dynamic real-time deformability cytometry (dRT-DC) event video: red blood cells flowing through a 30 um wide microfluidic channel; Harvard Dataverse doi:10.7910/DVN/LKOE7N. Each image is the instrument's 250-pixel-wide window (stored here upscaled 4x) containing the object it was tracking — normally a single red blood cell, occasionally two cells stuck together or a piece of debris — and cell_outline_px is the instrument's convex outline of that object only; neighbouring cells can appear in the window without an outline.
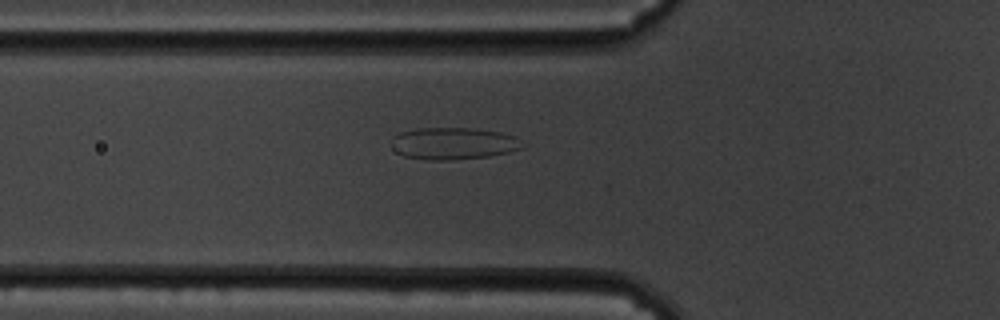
{"species": "common noctule bat (a hibernating species)", "species_latin": "Nyctalus noctula", "temperature_condition": "cold", "stored_images_in_passage": 34, "camera_frame_rate_fps": 3000, "um_per_image_px": 0.085, "animal": {"sex": "male", "body_mass_g": 19.5, "forearm_length_mm": 54.6}, "frame": {"image": 1, "passage_image": 2, "time_ms": 0.333, "image_size_px": [1000, 320], "cell_outline_px": [[524, 148], [508, 152], [488, 156], [448, 160], [428, 160], [404, 156], [396, 152], [392, 148], [392, 140], [400, 132], [420, 128], [472, 128], [500, 132], [512, 136], [524, 144]], "centroid_in_image_um": [38.52, 12.2], "position_along_channel_um": 87.3, "area_um2": 24.22}}
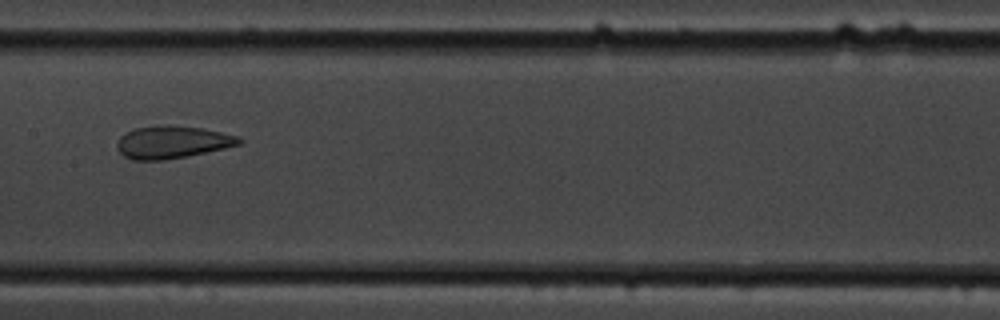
{"frame": {"image": 2, "passage_image": 11, "time_ms": 3.333, "image_size_px": [1000, 320], "cell_outline_px": [[244, 140], [240, 144], [224, 148], [164, 160], [132, 160], [124, 156], [116, 148], [116, 144], [120, 136], [124, 132], [136, 128], [160, 124], [164, 124], [200, 128], [240, 136]], "centroid_in_image_um": [14.6, 12.07], "position_along_channel_um": 192.8, "area_um2": 23.12}}
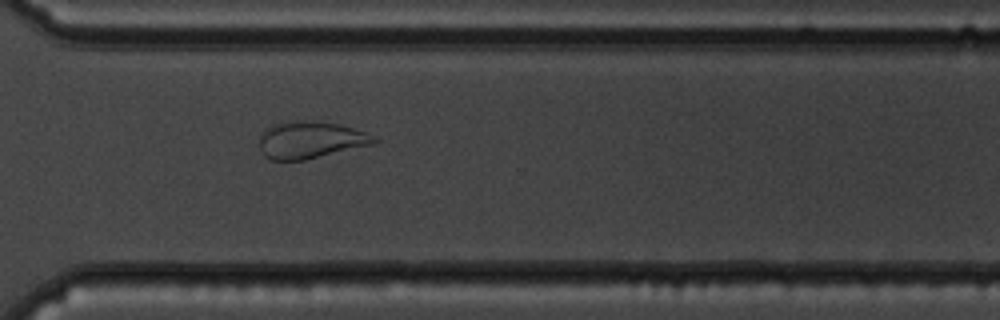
{"frame": {"image": 3, "passage_image": 24, "time_ms": 7.667, "image_size_px": [1000, 320], "cell_outline_px": [[380, 140], [376, 144], [304, 160], [272, 160], [264, 156], [260, 148], [260, 132], [264, 128], [272, 124], [304, 120], [312, 120], [340, 124], [376, 136]], "centroid_in_image_um": [26.4, 11.89], "position_along_channel_um": 344.2, "area_um2": 25.03}}